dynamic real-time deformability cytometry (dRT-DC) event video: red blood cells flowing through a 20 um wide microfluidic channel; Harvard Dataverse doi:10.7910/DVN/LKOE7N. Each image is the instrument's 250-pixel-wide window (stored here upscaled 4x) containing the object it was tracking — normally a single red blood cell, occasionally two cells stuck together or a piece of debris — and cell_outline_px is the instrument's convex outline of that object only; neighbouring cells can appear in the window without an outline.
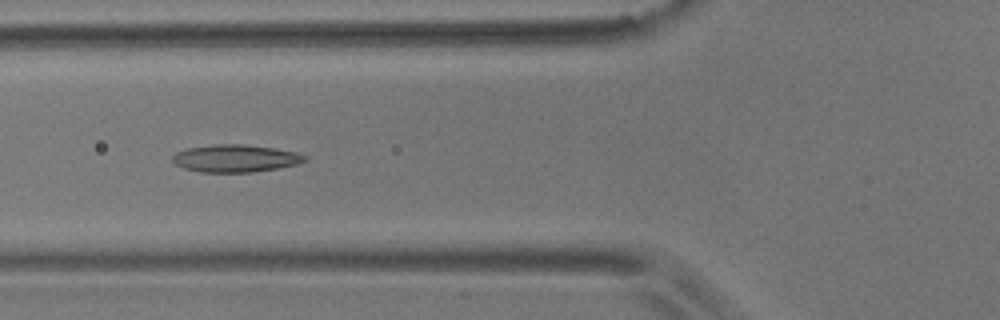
{"species": "common noctule bat (a hibernating species)", "species_latin": "Nyctalus noctula", "temperature_condition": "room temperature", "stored_images_in_passage": 8, "camera_frame_rate_fps": 3000, "um_per_image_px": 0.085, "animal": {"sex": "male", "body_mass_g": 17.9}, "frame": {"image": 1, "passage_image": 4, "time_ms": 3.667, "image_size_px": [1000, 320], "cell_outline_px": [[308, 160], [296, 164], [276, 168], [252, 172], [200, 172], [184, 168], [176, 164], [172, 160], [172, 156], [176, 152], [188, 148], [216, 144], [244, 144], [276, 148], [296, 152], [308, 156]], "centroid_in_image_um": [20.03, 13.45], "position_along_channel_um": 105.8, "area_um2": 21.15}}
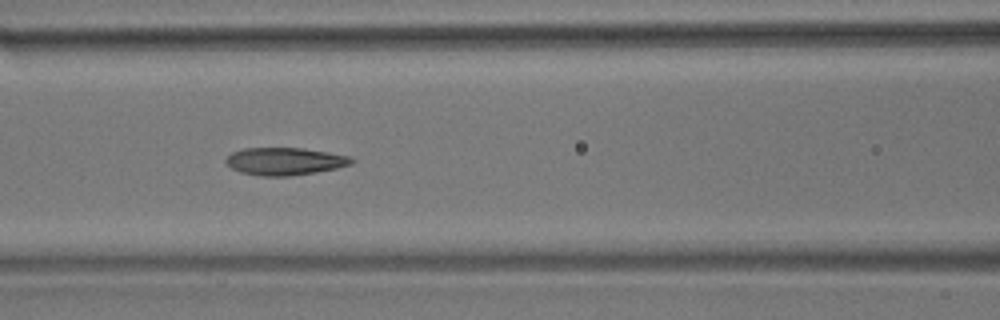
{"frame": {"image": 2, "passage_image": 5, "time_ms": 4.667, "image_size_px": [1000, 320], "cell_outline_px": [[356, 160], [352, 164], [336, 168], [316, 172], [288, 176], [264, 176], [240, 172], [232, 168], [224, 160], [232, 152], [244, 148], [300, 148], [348, 156]], "centroid_in_image_um": [24.19, 13.71], "position_along_channel_um": 142.4, "area_um2": 19.88}}
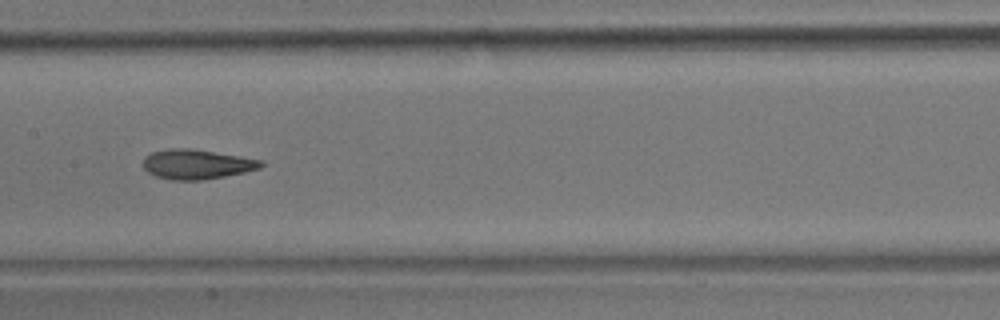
{"frame": {"image": 3, "passage_image": 6, "time_ms": 6.0, "image_size_px": [1000, 320], "cell_outline_px": [[264, 164], [260, 168], [244, 172], [204, 180], [172, 180], [156, 176], [148, 172], [144, 168], [144, 156], [152, 152], [168, 148], [192, 148], [264, 160]], "centroid_in_image_um": [16.73, 13.95], "position_along_channel_um": 190.7, "area_um2": 20.46}}